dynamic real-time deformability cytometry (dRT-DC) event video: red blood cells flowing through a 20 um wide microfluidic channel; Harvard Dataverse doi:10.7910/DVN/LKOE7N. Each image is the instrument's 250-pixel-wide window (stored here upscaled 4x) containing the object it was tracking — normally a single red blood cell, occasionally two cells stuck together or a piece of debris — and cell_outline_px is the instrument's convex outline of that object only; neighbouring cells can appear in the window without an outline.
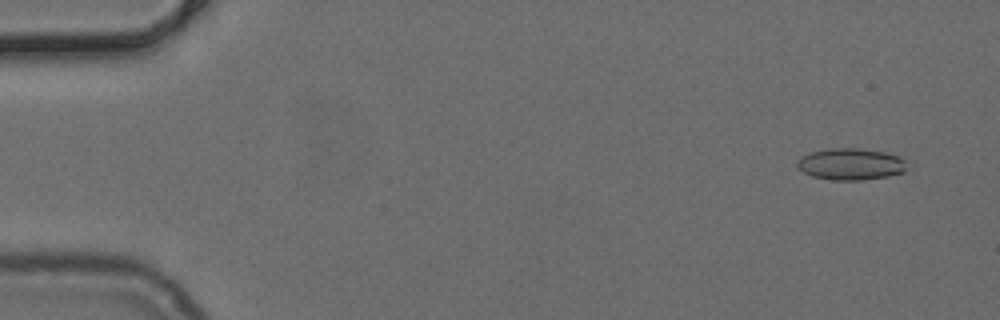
{"species": "common noctule bat (a hibernating species)", "species_latin": "Nyctalus noctula", "temperature_condition": "cold", "stored_images_in_passage": 51, "camera_frame_rate_fps": 3000, "um_per_image_px": 0.085, "animal": {"sex": "female", "body_mass_g": 24.6, "forearm_length_mm": 56.2}, "frame": {"image": 1, "passage_image": 3, "time_ms": 0.667, "image_size_px": [1000, 320], "cell_outline_px": [[912, 160], [904, 172], [888, 176], [860, 180], [832, 180], [812, 176], [796, 168], [796, 160], [800, 156], [808, 152], [828, 148], [860, 148], [884, 152], [900, 156]], "centroid_in_image_um": [72.34, 13.93], "position_along_channel_um": 12.7, "area_um2": 20.87}}
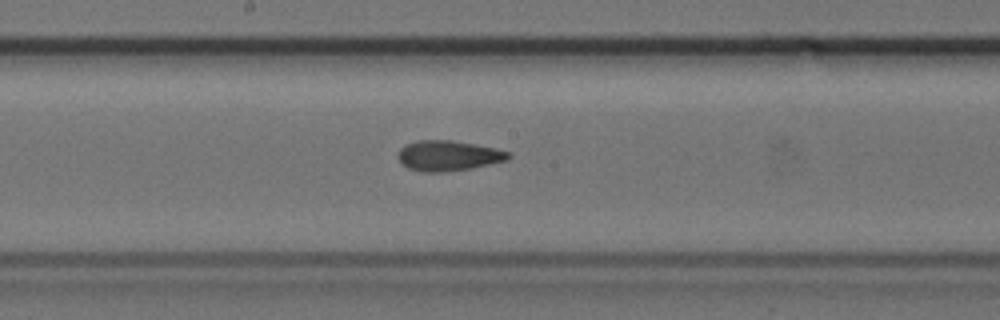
{"frame": {"image": 2, "passage_image": 27, "time_ms": 8.667, "image_size_px": [1000, 320], "cell_outline_px": [[512, 156], [508, 160], [472, 168], [444, 172], [420, 172], [408, 168], [400, 160], [400, 148], [404, 144], [416, 140], [452, 140], [496, 148], [512, 152]], "centroid_in_image_um": [38.15, 13.23], "position_along_channel_um": 210.0, "area_um2": 19.59}}
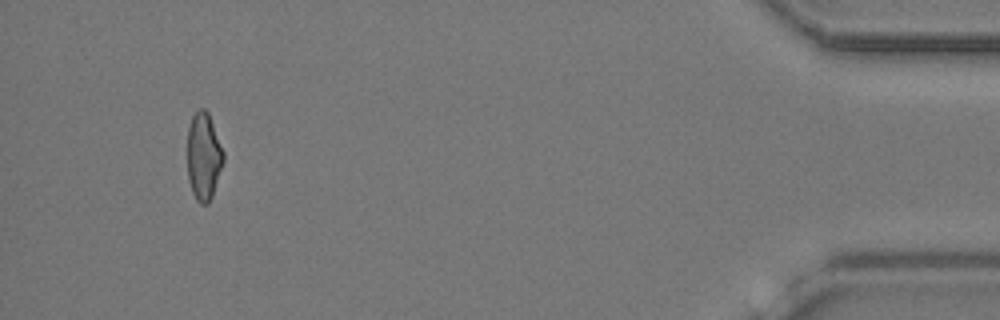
{"frame": {"image": 3, "passage_image": 48, "time_ms": 15.667, "image_size_px": [1000, 320], "cell_outline_px": [[224, 160], [212, 196], [208, 204], [200, 204], [196, 200], [192, 192], [188, 180], [188, 128], [192, 116], [200, 108], [204, 108], [208, 112], [224, 152]], "centroid_in_image_um": [17.31, 13.3], "position_along_channel_um": 417.9, "area_um2": 18.32}}